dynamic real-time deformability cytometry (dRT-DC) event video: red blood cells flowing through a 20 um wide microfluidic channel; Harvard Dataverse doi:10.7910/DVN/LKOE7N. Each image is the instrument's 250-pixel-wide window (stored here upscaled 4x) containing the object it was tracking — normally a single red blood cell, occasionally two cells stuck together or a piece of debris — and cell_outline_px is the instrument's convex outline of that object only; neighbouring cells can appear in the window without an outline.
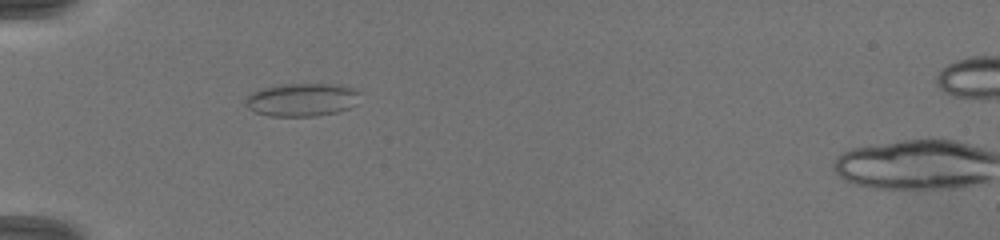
{"species": "common noctule bat (a hibernating species)", "species_latin": "Nyctalus noctula", "temperature_condition": "warm", "stored_images_in_passage": 32, "camera_frame_rate_fps": 3000, "um_per_image_px": 0.085, "animal": {"sex": "female", "body_mass_g": 19.5, "forearm_length_mm": 54.1}, "frame": {"image": 1, "passage_image": 1, "time_ms": 0.0, "image_size_px": [1000, 240], "cell_outline_px": [[360, 92], [356, 104], [348, 108], [336, 112], [316, 116], [268, 116], [256, 112], [248, 108], [244, 104], [244, 100], [252, 92], [264, 88], [280, 84], [340, 84], [356, 88]], "centroid_in_image_um": [25.67, 8.47], "position_along_channel_um": 59.3, "area_um2": 22.25}}
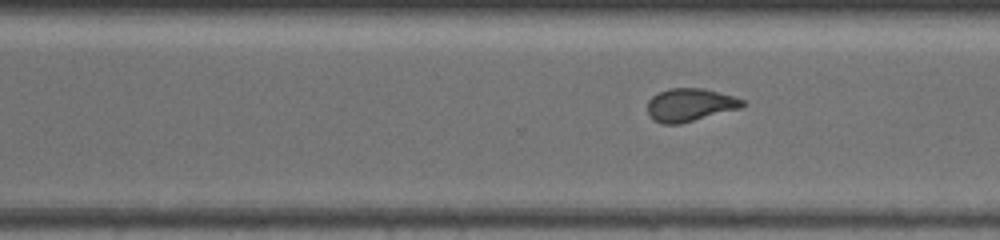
{"frame": {"image": 2, "passage_image": 15, "time_ms": 6.333, "image_size_px": [1000, 240], "cell_outline_px": [[748, 104], [740, 108], [680, 124], [664, 124], [652, 120], [648, 116], [648, 100], [652, 96], [668, 88], [704, 88], [736, 96], [744, 100]], "centroid_in_image_um": [58.66, 8.91], "position_along_channel_um": 311.9, "area_um2": 18.5}}
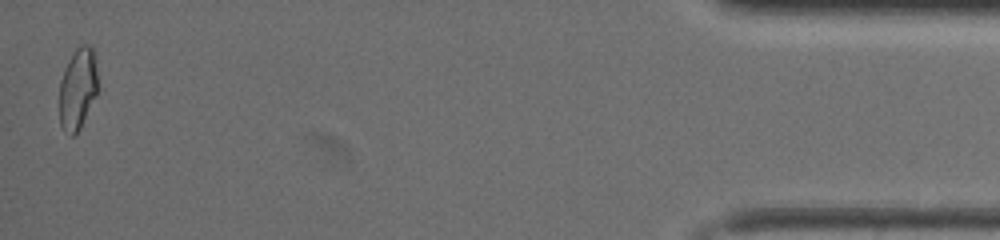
{"frame": {"image": 3, "passage_image": 31, "time_ms": 11.0, "image_size_px": [1000, 240], "cell_outline_px": [[96, 92], [80, 128], [76, 136], [72, 136], [64, 132], [60, 124], [60, 80], [68, 60], [76, 48], [80, 44], [88, 44], [92, 48], [96, 72]], "centroid_in_image_um": [6.57, 7.56], "position_along_channel_um": 428.6, "area_um2": 17.8}, "authors_computed_cell_mechanics": {"area_um2": 18.5538, "velocity_mm_per_s": 4.1866, "shape_relaxation_time_tau1_ms": null, "shape_relaxation_time_tau2_ms": 0.8231, "deformation_change_tau1": null, "deformation_change_tau2": 0.0703}}